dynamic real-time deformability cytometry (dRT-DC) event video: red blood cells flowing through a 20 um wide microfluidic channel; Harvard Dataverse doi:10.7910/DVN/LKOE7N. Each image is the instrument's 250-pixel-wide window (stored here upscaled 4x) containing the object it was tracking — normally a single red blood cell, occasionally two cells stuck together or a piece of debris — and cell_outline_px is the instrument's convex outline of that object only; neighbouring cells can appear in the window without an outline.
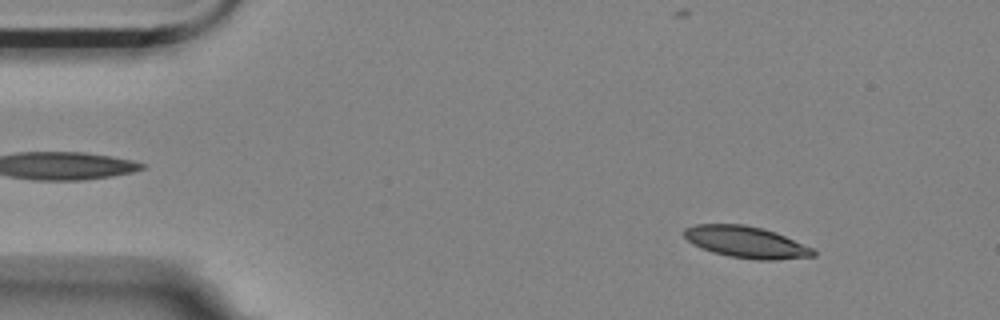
{"species": "Egyptian fruit bat (a non-hibernating species)", "species_latin": "Rousettus aegyptiacus", "temperature_condition": "room temperature", "stored_images_in_passage": 57, "camera_frame_rate_fps": 3000, "um_per_image_px": 0.085, "animal": {"sex": "female"}, "frame": {"image": 1, "passage_image": 6, "time_ms": 1.667, "image_size_px": [1000, 320], "cell_outline_px": [[816, 256], [776, 260], [756, 260], [728, 256], [712, 252], [700, 248], [692, 244], [684, 236], [684, 228], [696, 224], [744, 224], [776, 232], [812, 248], [816, 252]], "centroid_in_image_um": [63.4, 20.58], "position_along_channel_um": 21.6, "area_um2": 23.81}}
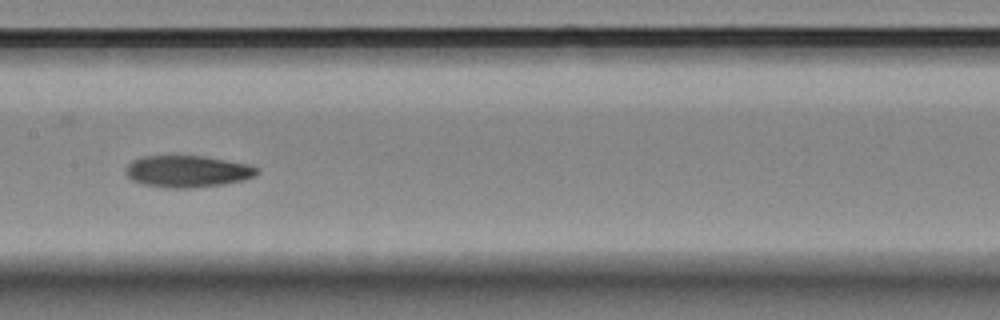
{"frame": {"image": 2, "passage_image": 27, "time_ms": 8.667, "image_size_px": [1000, 320], "cell_outline_px": [[260, 172], [256, 176], [244, 180], [224, 184], [188, 188], [168, 188], [144, 184], [132, 180], [124, 172], [124, 168], [132, 160], [144, 156], [204, 156], [252, 164], [260, 168]], "centroid_in_image_um": [15.99, 14.56], "position_along_channel_um": 191.4, "area_um2": 24.62}}
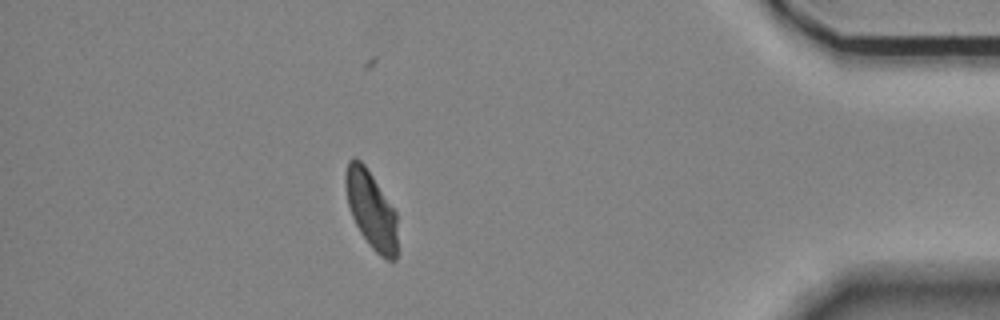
{"frame": {"image": 3, "passage_image": 49, "time_ms": 16.0, "image_size_px": [1000, 320], "cell_outline_px": [[396, 260], [388, 260], [380, 256], [372, 248], [360, 232], [352, 216], [348, 204], [344, 184], [344, 172], [348, 160], [352, 156], [356, 156], [364, 164], [396, 212]], "centroid_in_image_um": [31.51, 17.78], "position_along_channel_um": 403.7, "area_um2": 23.35}, "authors_computed_cell_mechanics": {"area_um2": 24.1026, "velocity_mm_per_s": 3.5033, "shape_relaxation_time_tau1_ms": null, "shape_relaxation_time_tau2_ms": 5.4323, "deformation_change_tau1": null, "deformation_change_tau2": 0.1129}}